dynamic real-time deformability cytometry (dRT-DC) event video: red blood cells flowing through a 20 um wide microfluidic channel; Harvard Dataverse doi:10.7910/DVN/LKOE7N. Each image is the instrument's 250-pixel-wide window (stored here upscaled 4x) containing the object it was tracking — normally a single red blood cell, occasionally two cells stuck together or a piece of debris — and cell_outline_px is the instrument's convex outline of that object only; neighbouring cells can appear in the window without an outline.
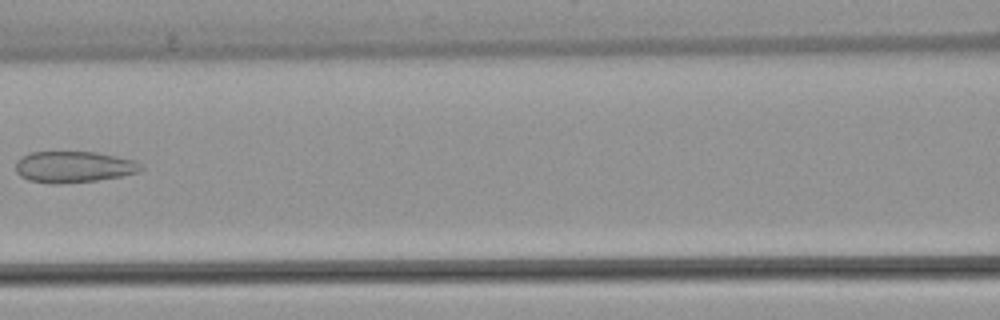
{"species": "common noctule bat (a hibernating species)", "species_latin": "Nyctalus noctula", "temperature_condition": "warm", "stored_images_in_passage": 7, "camera_frame_rate_fps": 3000, "um_per_image_px": 0.085, "animal": {"sex": "female", "body_mass_g": 22.7, "forearm_length_mm": 54.2}, "frame": {"image": 1, "passage_image": 7, "time_ms": 7.333, "image_size_px": [1000, 320], "cell_outline_px": [[144, 168], [140, 172], [120, 176], [96, 180], [60, 184], [52, 184], [28, 180], [20, 176], [16, 172], [16, 160], [20, 156], [32, 152], [96, 152], [136, 160], [144, 164]], "centroid_in_image_um": [6.28, 14.18], "position_along_channel_um": 160.3, "area_um2": 23.12}}